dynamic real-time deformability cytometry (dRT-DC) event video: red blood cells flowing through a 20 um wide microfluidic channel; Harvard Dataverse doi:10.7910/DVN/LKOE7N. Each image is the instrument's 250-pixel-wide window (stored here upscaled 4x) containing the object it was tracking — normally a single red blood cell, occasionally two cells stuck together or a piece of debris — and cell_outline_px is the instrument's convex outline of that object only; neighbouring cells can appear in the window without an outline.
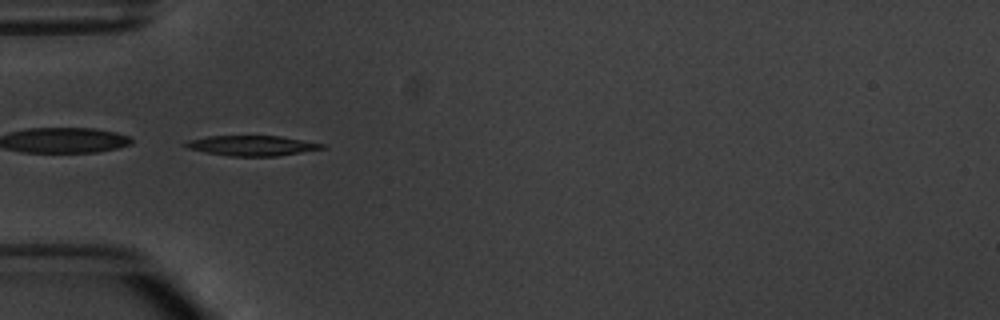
{"species": "common noctule bat (a hibernating species)", "species_latin": "Nyctalus noctula", "temperature_condition": "warm", "stored_images_in_passage": 6, "camera_frame_rate_fps": 3000, "um_per_image_px": 0.085, "animal": {"sex": "male", "body_mass_g": 20.1, "forearm_length_mm": 53.5}, "frame": {"image": 1, "passage_image": 5, "time_ms": 5.667, "image_size_px": [1000, 320], "cell_outline_px": [[328, 148], [276, 156], [228, 156], [204, 152], [188, 148], [180, 144], [188, 140], [208, 136], [280, 136], [324, 144]], "centroid_in_image_um": [21.38, 12.38], "position_along_channel_um": 63.6, "area_um2": 16.07}}